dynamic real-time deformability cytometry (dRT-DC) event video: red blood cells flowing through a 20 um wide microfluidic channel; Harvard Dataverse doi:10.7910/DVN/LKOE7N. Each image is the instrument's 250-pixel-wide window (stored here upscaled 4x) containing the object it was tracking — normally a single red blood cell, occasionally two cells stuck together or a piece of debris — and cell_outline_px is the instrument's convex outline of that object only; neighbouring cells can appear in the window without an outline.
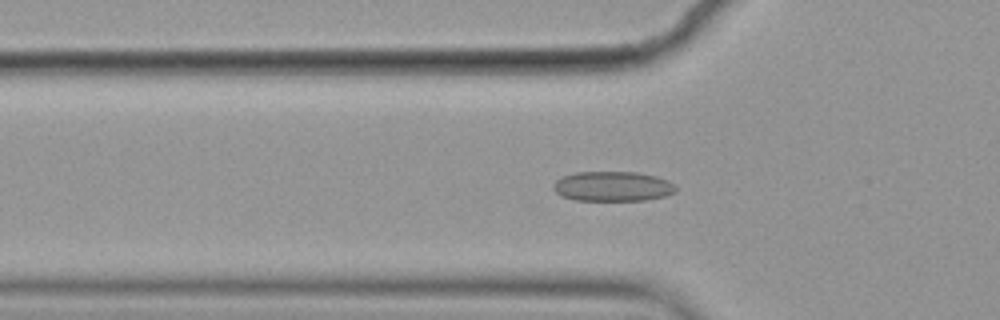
{"species": "common noctule bat (a hibernating species)", "species_latin": "Nyctalus noctula", "temperature_condition": "cold", "stored_images_in_passage": 55, "camera_frame_rate_fps": 3000, "um_per_image_px": 0.085, "animal": {"sex": "female", "body_mass_g": 19.9}, "frame": {"image": 1, "passage_image": 17, "time_ms": 5.333, "image_size_px": [1000, 320], "cell_outline_px": [[676, 192], [664, 196], [644, 200], [576, 200], [560, 196], [552, 188], [552, 184], [556, 180], [564, 176], [576, 172], [636, 172], [656, 176], [668, 180], [676, 188]], "centroid_in_image_um": [52.05, 15.84], "position_along_channel_um": 73.8, "area_um2": 21.27}}
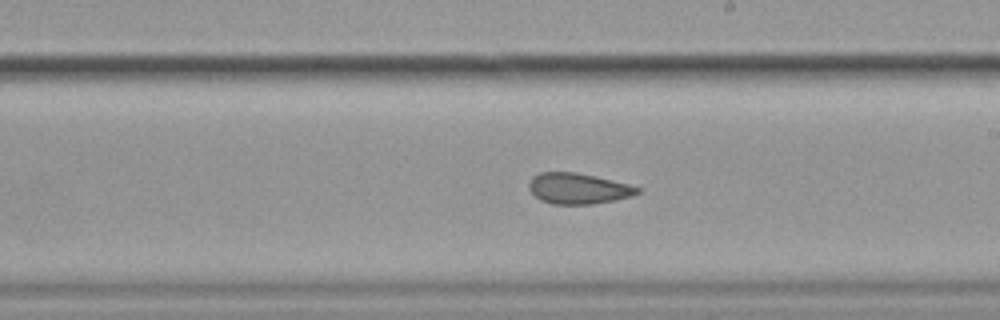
{"frame": {"image": 2, "passage_image": 31, "time_ms": 10.0, "image_size_px": [1000, 320], "cell_outline_px": [[640, 192], [632, 196], [616, 200], [592, 204], [552, 204], [540, 200], [528, 188], [528, 184], [532, 176], [540, 172], [576, 172], [596, 176], [628, 184], [640, 188]], "centroid_in_image_um": [49.13, 16.02], "position_along_channel_um": 239.9, "area_um2": 19.54}}
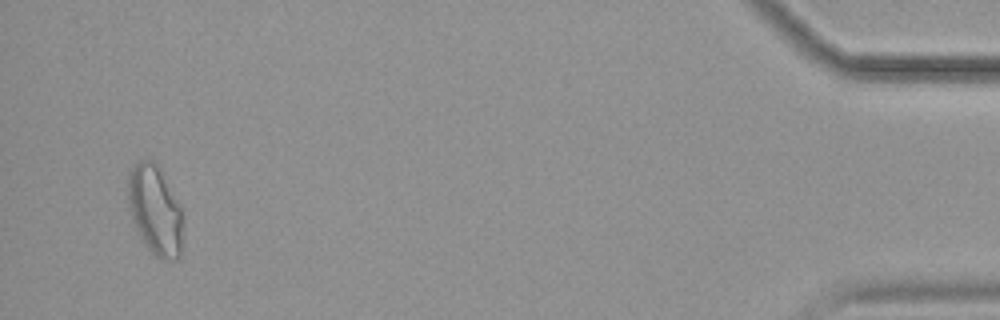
{"frame": {"image": 3, "passage_image": 53, "time_ms": 17.333, "image_size_px": [1000, 320], "cell_outline_px": [[184, 216], [180, 256], [176, 260], [160, 260], [144, 244], [136, 228], [132, 216], [128, 200], [128, 172], [140, 160], [152, 160], [160, 168], [184, 208]], "centroid_in_image_um": [13.24, 17.87], "position_along_channel_um": 422.0, "area_um2": 29.19}, "authors_computed_cell_mechanics": {"area_um2": 21.3282, "velocity_mm_per_s": 3.5682, "shape_relaxation_time_tau1_ms": null, "shape_relaxation_time_tau2_ms": 2.4949, "deformation_change_tau1": null, "deformation_change_tau2": 0.089}}